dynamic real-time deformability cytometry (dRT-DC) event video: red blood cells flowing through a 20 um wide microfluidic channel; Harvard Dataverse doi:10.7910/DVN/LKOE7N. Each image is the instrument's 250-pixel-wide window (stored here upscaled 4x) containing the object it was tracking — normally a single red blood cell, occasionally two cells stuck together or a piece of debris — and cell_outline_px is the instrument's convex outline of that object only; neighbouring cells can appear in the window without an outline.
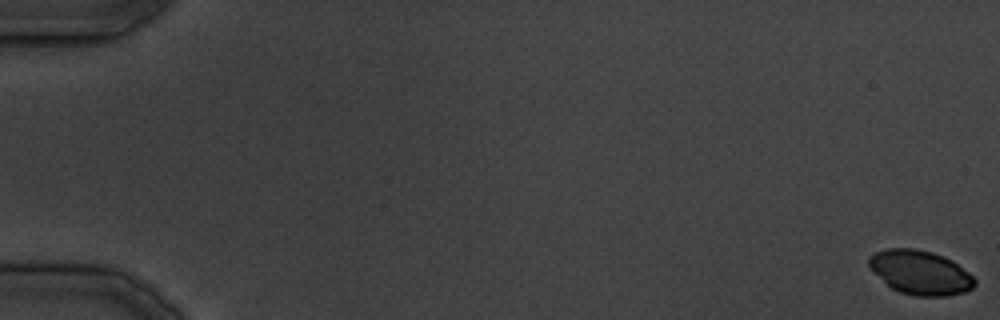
{"species": "common noctule bat (a hibernating species)", "species_latin": "Nyctalus noctula", "temperature_condition": "cold", "stored_images_in_passage": 37, "camera_frame_rate_fps": 3000, "um_per_image_px": 0.085, "animal": {"sex": "male", "body_mass_g": 19.5, "forearm_length_mm": 54.6}, "frame": {"image": 1, "passage_image": 1, "time_ms": 0.0, "image_size_px": [1000, 320], "cell_outline_px": [[976, 284], [972, 288], [964, 292], [948, 296], [916, 296], [900, 292], [892, 288], [868, 268], [868, 256], [876, 252], [888, 248], [916, 248], [932, 252], [944, 256], [952, 260], [968, 272], [976, 280]], "centroid_in_image_um": [78.21, 23.15], "position_along_channel_um": 6.8, "area_um2": 27.34}}
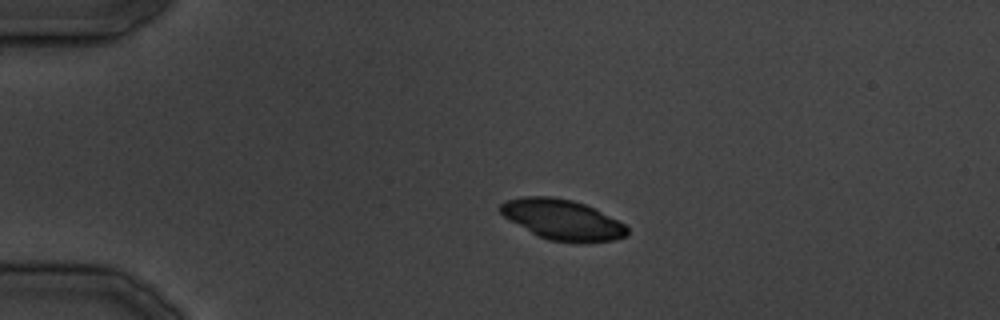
{"frame": {"image": 2, "passage_image": 9, "time_ms": 10.333, "image_size_px": [1000, 320], "cell_outline_px": [[628, 236], [616, 240], [548, 240], [532, 232], [504, 216], [496, 208], [504, 200], [520, 196], [552, 196], [572, 200], [584, 204], [624, 224], [628, 228]], "centroid_in_image_um": [47.74, 18.62], "position_along_channel_um": 37.3, "area_um2": 28.9}}
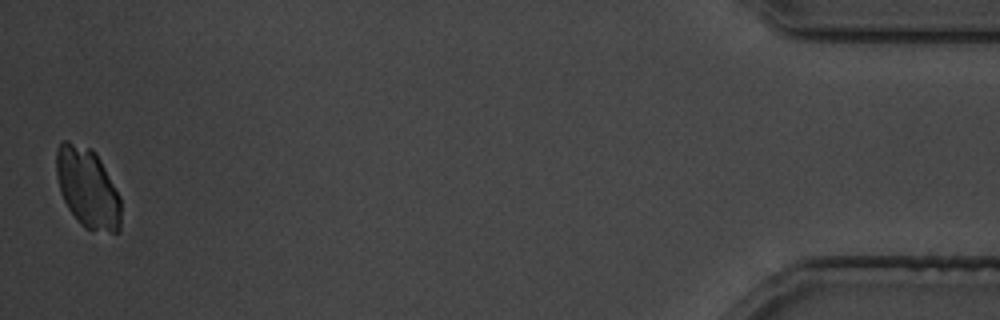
{"frame": {"image": 3, "passage_image": 37, "time_ms": 44.667, "image_size_px": [1000, 320], "cell_outline_px": [[120, 232], [112, 232], [84, 228], [80, 224], [68, 208], [60, 192], [56, 176], [56, 152], [60, 140], [68, 140], [92, 148], [96, 152], [120, 196]], "centroid_in_image_um": [7.42, 15.93], "position_along_channel_um": 427.8, "area_um2": 30.29}}